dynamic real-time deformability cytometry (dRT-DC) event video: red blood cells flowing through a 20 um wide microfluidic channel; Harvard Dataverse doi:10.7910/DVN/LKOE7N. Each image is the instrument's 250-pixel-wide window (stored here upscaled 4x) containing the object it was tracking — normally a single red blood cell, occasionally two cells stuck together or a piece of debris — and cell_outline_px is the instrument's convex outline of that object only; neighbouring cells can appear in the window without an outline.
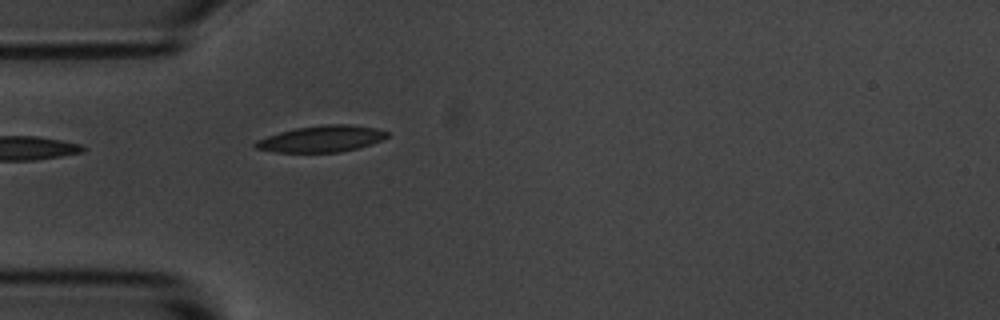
{"species": "common noctule bat (a hibernating species)", "species_latin": "Nyctalus noctula", "temperature_condition": "room temperature", "stored_images_in_passage": 3, "camera_frame_rate_fps": 3000, "um_per_image_px": 0.085, "animal": {"sex": "male", "body_mass_g": 20.1, "forearm_length_mm": 53.5}, "frame": {"image": 1, "passage_image": 3, "time_ms": 2.333, "image_size_px": [1000, 320], "cell_outline_px": [[388, 136], [372, 144], [360, 148], [340, 152], [276, 152], [256, 148], [252, 144], [256, 140], [280, 132], [296, 128], [324, 124], [348, 124], [376, 128], [388, 132]], "centroid_in_image_um": [27.34, 11.8], "position_along_channel_um": 57.7, "area_um2": 20.23}}